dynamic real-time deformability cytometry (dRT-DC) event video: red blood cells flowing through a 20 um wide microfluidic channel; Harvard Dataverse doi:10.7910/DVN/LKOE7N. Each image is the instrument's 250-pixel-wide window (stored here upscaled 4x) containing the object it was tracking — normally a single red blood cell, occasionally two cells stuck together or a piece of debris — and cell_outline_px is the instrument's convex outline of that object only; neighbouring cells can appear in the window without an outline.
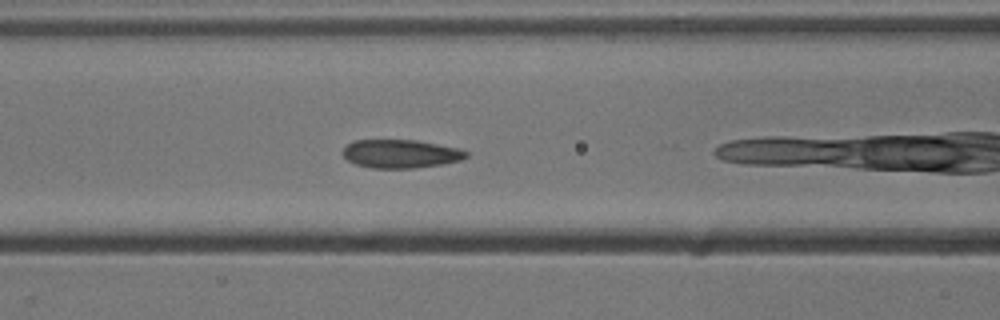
{"species": "common noctule bat (a hibernating species)", "species_latin": "Nyctalus noctula", "temperature_condition": "cold", "stored_images_in_passage": 38, "camera_frame_rate_fps": 3000, "um_per_image_px": 0.085, "animal": {"sex": "male", "body_mass_g": 13.3}, "frame": {"image": 1, "passage_image": 6, "time_ms": 1.667, "image_size_px": [1000, 320], "cell_outline_px": [[468, 156], [460, 160], [440, 164], [416, 168], [372, 168], [356, 164], [348, 160], [344, 156], [344, 148], [348, 144], [356, 140], [416, 140], [460, 148], [468, 152]], "centroid_in_image_um": [34.08, 13.07], "position_along_channel_um": 132.5, "area_um2": 20.29}}
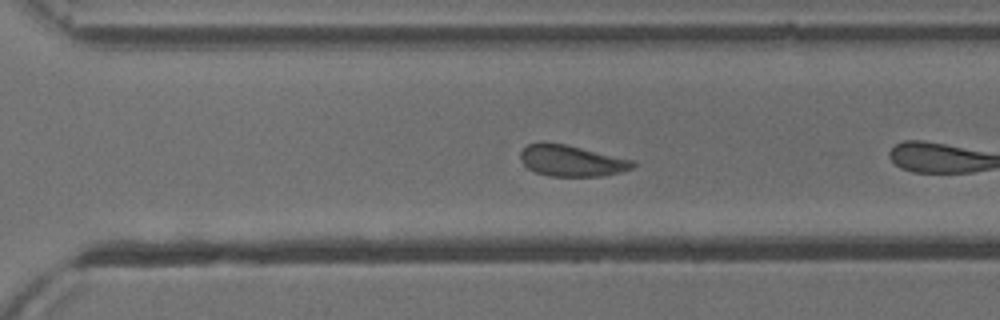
{"frame": {"image": 2, "passage_image": 21, "time_ms": 6.667, "image_size_px": [1000, 320], "cell_outline_px": [[636, 164], [632, 168], [620, 172], [600, 176], [548, 176], [536, 172], [528, 168], [520, 160], [520, 152], [528, 144], [540, 140], [564, 144], [636, 160]], "centroid_in_image_um": [48.56, 13.64], "position_along_channel_um": 322.0, "area_um2": 20.63}}
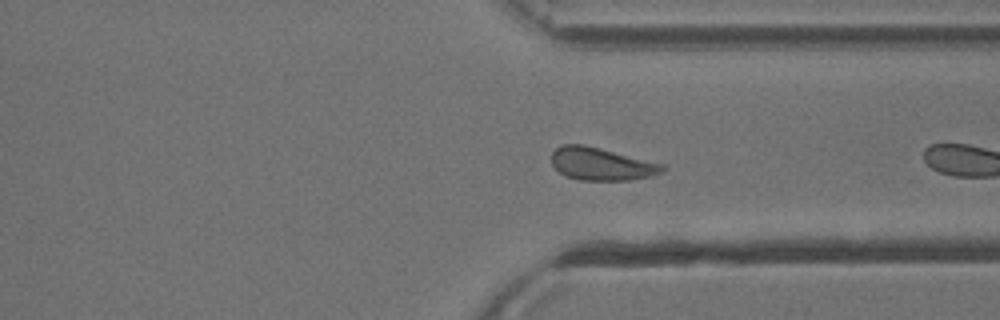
{"frame": {"image": 3, "passage_image": 24, "time_ms": 7.667, "image_size_px": [1000, 320], "cell_outline_px": [[668, 168], [664, 172], [652, 176], [628, 180], [580, 180], [568, 176], [560, 172], [552, 164], [552, 152], [556, 148], [564, 144], [584, 144], [664, 164]], "centroid_in_image_um": [51.16, 13.94], "position_along_channel_um": 360.2, "area_um2": 21.1}, "authors_computed_cell_mechanics": {"area_um2": 21.0392, "velocity_mm_per_s": 3.7933, "shape_relaxation_time_tau1_ms": 3.4233, "shape_relaxation_time_tau2_ms": 1.8976, "deformation_change_tau1": 0.0753, "deformation_change_tau2": 0.0462}}